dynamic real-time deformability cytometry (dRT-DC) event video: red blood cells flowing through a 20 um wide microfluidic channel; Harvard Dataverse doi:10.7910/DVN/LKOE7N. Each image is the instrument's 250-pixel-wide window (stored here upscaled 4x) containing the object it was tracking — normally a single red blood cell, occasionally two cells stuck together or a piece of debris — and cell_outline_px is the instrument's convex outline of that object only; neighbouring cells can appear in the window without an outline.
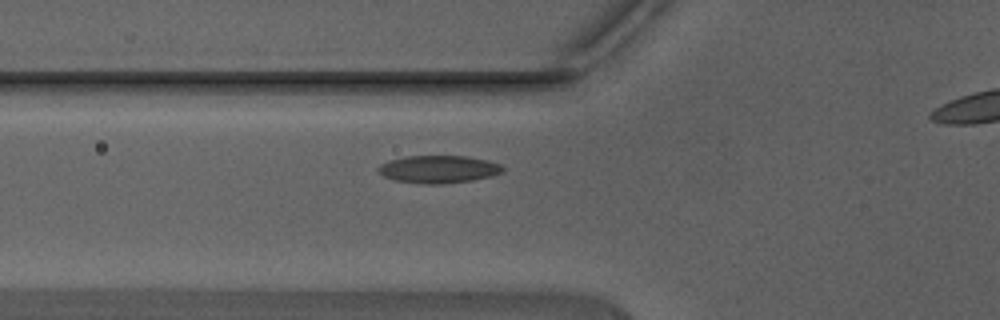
{"species": "Egyptian fruit bat (a non-hibernating species)", "species_latin": "Rousettus aegyptiacus", "temperature_condition": "warm", "stored_images_in_passage": 6, "camera_frame_rate_fps": 3000, "um_per_image_px": 0.085, "animal": {"sex": "male"}, "frame": {"image": 1, "passage_image": 2, "time_ms": 0.333, "image_size_px": [1000, 320], "cell_outline_px": [[504, 172], [472, 180], [440, 184], [428, 184], [396, 180], [384, 176], [376, 168], [380, 164], [388, 160], [408, 156], [468, 156], [488, 160], [500, 164], [504, 168]], "centroid_in_image_um": [37.28, 14.37], "position_along_channel_um": 88.5, "area_um2": 19.88}}
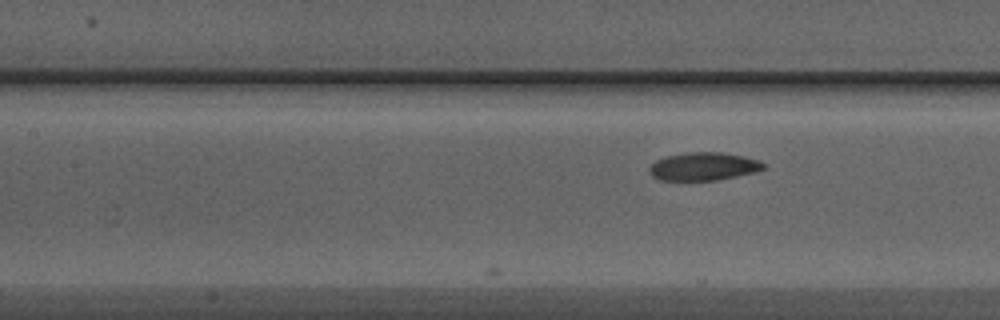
{"frame": {"image": 2, "passage_image": 6, "time_ms": 1.667, "image_size_px": [1000, 320], "cell_outline_px": [[764, 168], [756, 172], [716, 180], [660, 180], [652, 176], [648, 172], [648, 168], [656, 160], [664, 156], [684, 152], [720, 152], [744, 156], [760, 160], [764, 164]], "centroid_in_image_um": [59.77, 14.14], "position_along_channel_um": 147.6, "area_um2": 18.79}}